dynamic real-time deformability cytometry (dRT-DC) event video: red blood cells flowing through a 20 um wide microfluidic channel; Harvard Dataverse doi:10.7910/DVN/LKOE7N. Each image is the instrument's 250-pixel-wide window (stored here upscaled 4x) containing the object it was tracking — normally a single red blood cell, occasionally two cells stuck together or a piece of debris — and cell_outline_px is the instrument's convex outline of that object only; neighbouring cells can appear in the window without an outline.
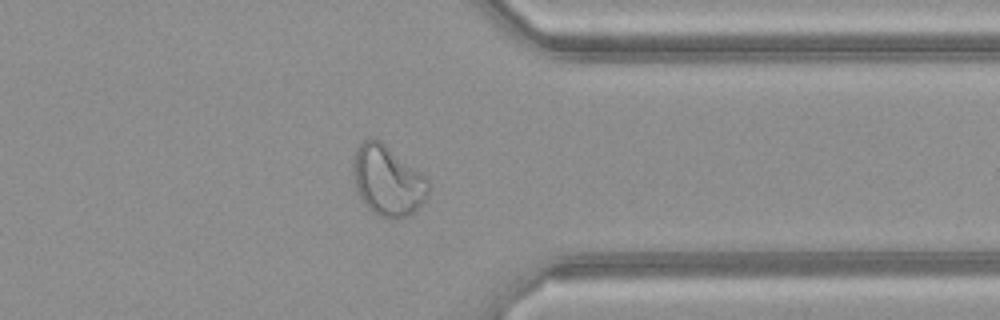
{"species": "common noctule bat (a hibernating species)", "species_latin": "Nyctalus noctula", "temperature_condition": "warm", "stored_images_in_passage": 37, "camera_frame_rate_fps": 3000, "um_per_image_px": 0.085, "animal": {"sex": "female", "body_mass_g": 21.9}, "frame": {"image": 1, "passage_image": 27, "time_ms": 8.667, "image_size_px": [1000, 320], "cell_outline_px": [[428, 196], [412, 212], [404, 216], [392, 220], [376, 216], [368, 208], [360, 196], [352, 180], [352, 164], [356, 148], [364, 140], [372, 136], [380, 140], [424, 176], [428, 180]], "centroid_in_image_um": [32.89, 15.35], "position_along_channel_um": 378.5, "area_um2": 30.69}, "authors_computed_cell_mechanics": {"area_um2": 28.322, "velocity_mm_per_s": 4.1696, "shape_relaxation_time_tau1_ms": null, "shape_relaxation_time_tau2_ms": 0.9014, "deformation_change_tau1": null, "deformation_change_tau2": 0.077}}